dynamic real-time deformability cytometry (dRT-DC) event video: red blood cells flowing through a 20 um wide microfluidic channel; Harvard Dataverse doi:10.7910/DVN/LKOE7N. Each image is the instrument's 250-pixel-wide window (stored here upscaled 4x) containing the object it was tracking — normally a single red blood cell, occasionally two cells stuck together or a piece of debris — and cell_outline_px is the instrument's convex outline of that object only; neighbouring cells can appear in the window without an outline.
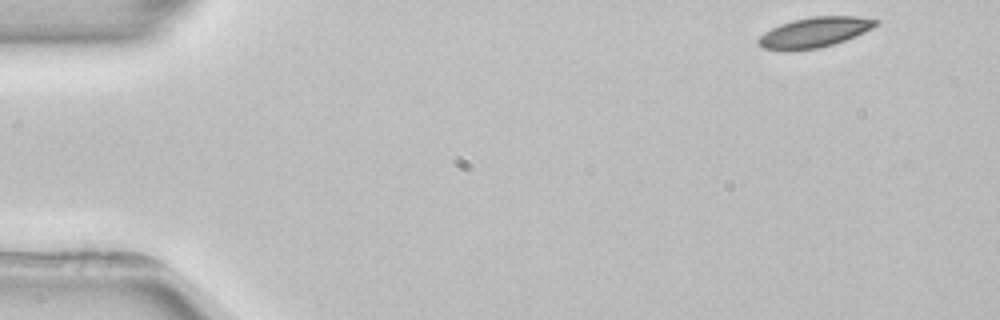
{"species": "common noctule bat (a hibernating species)", "species_latin": "Nyctalus noctula", "temperature_condition": "room temperature", "stored_images_in_passage": 3, "camera_frame_rate_fps": 3000, "um_per_image_px": 0.085, "animal": {"sex": "female", "body_mass_g": 22.7, "forearm_length_mm": 54.2}, "frame": {"image": 1, "passage_image": 1, "time_ms": 0.0, "image_size_px": [1000, 320], "cell_outline_px": [[880, 24], [864, 32], [844, 40], [820, 48], [764, 48], [756, 40], [764, 32], [780, 24], [792, 20], [812, 16], [856, 16], [880, 20]], "centroid_in_image_um": [69.3, 2.69], "position_along_channel_um": 15.7, "area_um2": 20.0}}